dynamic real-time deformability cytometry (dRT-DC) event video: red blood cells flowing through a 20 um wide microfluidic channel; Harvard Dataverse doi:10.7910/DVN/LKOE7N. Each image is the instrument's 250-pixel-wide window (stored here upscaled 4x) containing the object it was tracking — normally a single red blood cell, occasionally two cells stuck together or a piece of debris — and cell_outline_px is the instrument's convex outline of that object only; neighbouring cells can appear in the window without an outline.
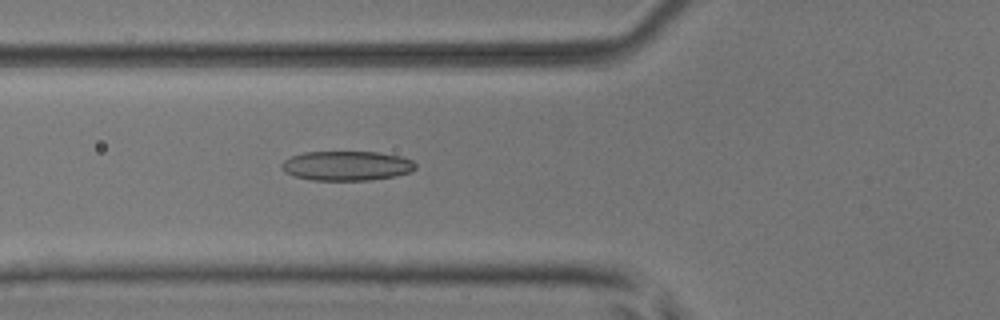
{"species": "common noctule bat (a hibernating species)", "species_latin": "Nyctalus noctula", "temperature_condition": "room temperature", "stored_images_in_passage": 38, "camera_frame_rate_fps": 3000, "um_per_image_px": 0.085, "animal": {"sex": "male", "body_mass_g": 17.9, "forearm_length_mm": 54.2}, "frame": {"image": 1, "passage_image": 6, "time_ms": 1.667, "image_size_px": [1000, 320], "cell_outline_px": [[416, 168], [412, 172], [396, 176], [368, 180], [312, 180], [296, 176], [284, 172], [280, 168], [280, 164], [284, 160], [292, 156], [304, 152], [376, 152], [400, 156], [412, 160], [416, 164]], "centroid_in_image_um": [29.47, 14.09], "position_along_channel_um": 96.3, "area_um2": 23.12}}
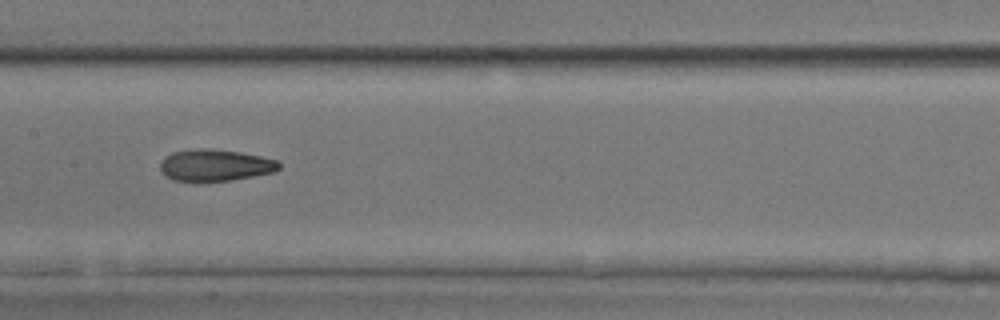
{"frame": {"image": 2, "passage_image": 13, "time_ms": 4.0, "image_size_px": [1000, 320], "cell_outline_px": [[280, 168], [272, 172], [252, 176], [228, 180], [200, 184], [172, 180], [164, 176], [160, 168], [160, 164], [164, 156], [172, 152], [192, 148], [212, 148], [240, 152], [260, 156], [276, 160], [280, 164]], "centroid_in_image_um": [18.19, 14.06], "position_along_channel_um": 189.2, "area_um2": 22.6}}
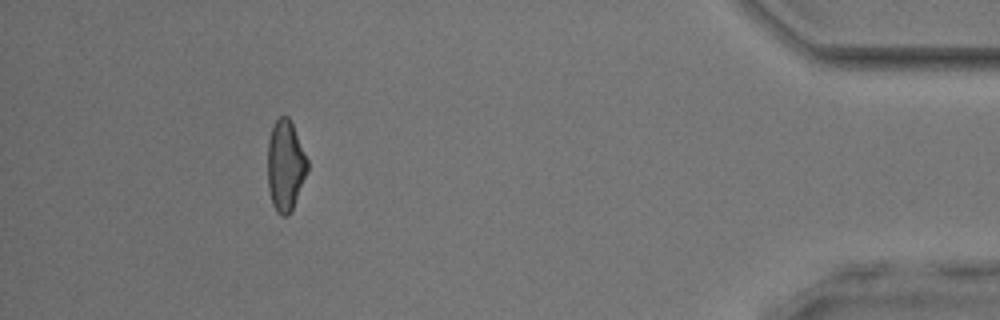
{"frame": {"image": 3, "passage_image": 34, "time_ms": 11.0, "image_size_px": [1000, 320], "cell_outline_px": [[308, 172], [292, 208], [288, 216], [280, 216], [276, 212], [272, 204], [268, 188], [268, 140], [272, 128], [276, 120], [280, 116], [288, 116], [292, 124], [308, 160]], "centroid_in_image_um": [24.25, 14.1], "position_along_channel_um": 410.9, "area_um2": 20.98}, "authors_computed_cell_mechanics": {"area_um2": 21.675, "velocity_mm_per_s": 3.9731, "shape_relaxation_time_tau1_ms": 6.0484, "shape_relaxation_time_tau2_ms": 2.2301, "deformation_change_tau1": 0.1787, "deformation_change_tau2": 0.0945}}